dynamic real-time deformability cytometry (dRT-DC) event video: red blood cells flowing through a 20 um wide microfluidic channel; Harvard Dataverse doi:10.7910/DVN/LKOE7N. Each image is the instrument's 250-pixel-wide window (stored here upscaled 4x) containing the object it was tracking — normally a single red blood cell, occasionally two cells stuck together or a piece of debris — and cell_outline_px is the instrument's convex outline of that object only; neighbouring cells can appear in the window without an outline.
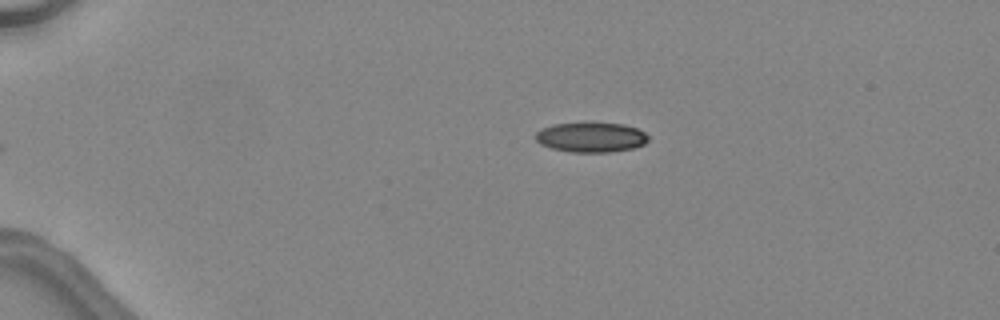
{"species": "common noctule bat (a hibernating species)", "species_latin": "Nyctalus noctula", "temperature_condition": "warm", "stored_images_in_passage": 37, "camera_frame_rate_fps": 3000, "um_per_image_px": 0.085, "animal": {"sex": "female", "body_mass_g": 24.6, "forearm_length_mm": 56.2}, "frame": {"image": 1, "passage_image": 1, "time_ms": 0.0, "image_size_px": [1000, 320], "cell_outline_px": [[648, 140], [644, 144], [632, 148], [608, 152], [572, 152], [552, 148], [540, 144], [536, 140], [536, 132], [540, 128], [552, 124], [624, 124], [636, 128], [644, 132], [648, 136]], "centroid_in_image_um": [50.22, 11.68], "position_along_channel_um": 34.8, "area_um2": 19.25}}
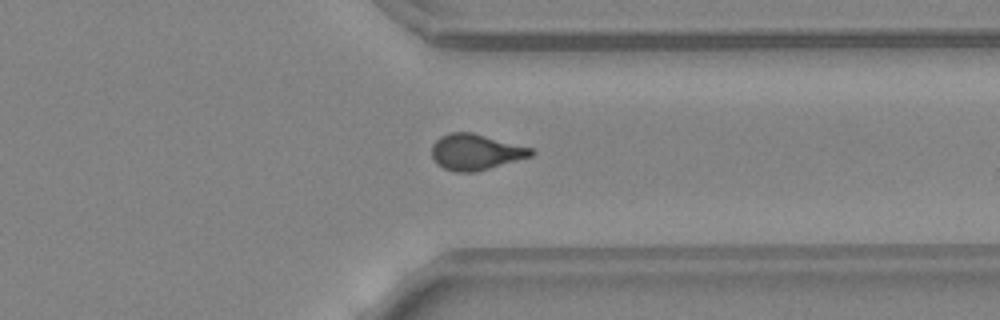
{"frame": {"image": 2, "passage_image": 28, "time_ms": 9.0, "image_size_px": [1000, 320], "cell_outline_px": [[536, 152], [532, 156], [476, 172], [456, 172], [444, 168], [436, 164], [432, 156], [432, 144], [440, 136], [448, 132], [472, 132], [532, 148]], "centroid_in_image_um": [40.42, 12.92], "position_along_channel_um": 371.0, "area_um2": 20.87}}
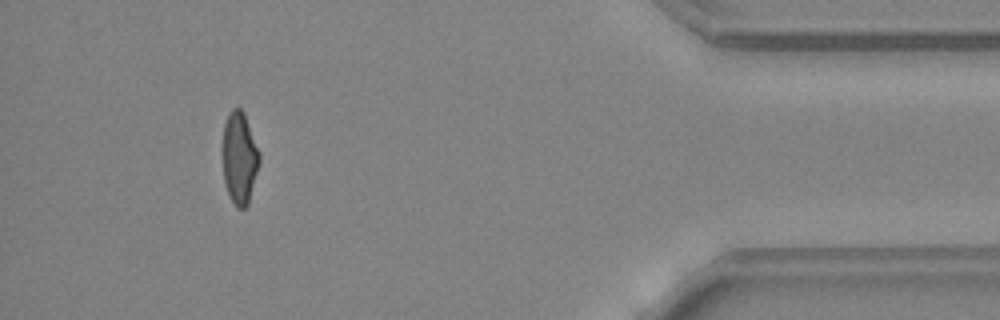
{"frame": {"image": 3, "passage_image": 34, "time_ms": 11.0, "image_size_px": [1000, 320], "cell_outline_px": [[260, 160], [248, 204], [244, 208], [236, 208], [224, 184], [220, 152], [224, 124], [228, 112], [232, 108], [240, 108], [244, 112], [260, 152]], "centroid_in_image_um": [20.31, 13.38], "position_along_channel_um": 414.9, "area_um2": 20.35}, "authors_computed_cell_mechanics": {"area_um2": 20.808, "velocity_mm_per_s": 4.5629, "shape_relaxation_time_tau1_ms": null, "shape_relaxation_time_tau2_ms": 1.2569, "deformation_change_tau1": null, "deformation_change_tau2": 0.0749}}